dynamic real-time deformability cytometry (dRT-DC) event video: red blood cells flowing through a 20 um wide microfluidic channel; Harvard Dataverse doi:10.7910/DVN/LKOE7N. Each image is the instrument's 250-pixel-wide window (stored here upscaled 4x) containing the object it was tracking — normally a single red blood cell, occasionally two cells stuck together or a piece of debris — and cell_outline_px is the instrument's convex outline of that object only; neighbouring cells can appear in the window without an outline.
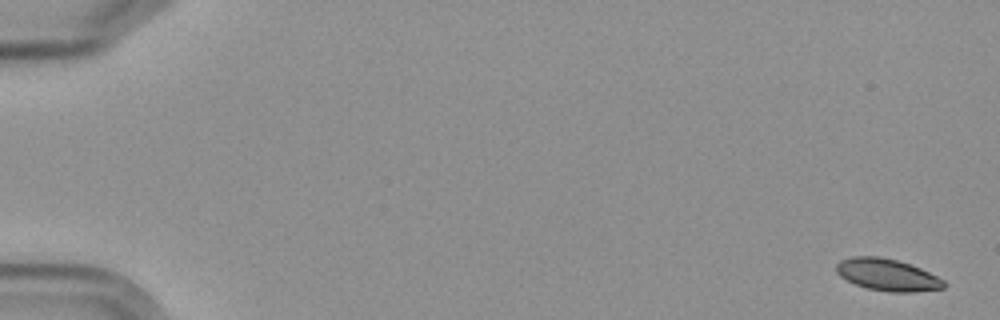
{"species": "Egyptian fruit bat (a non-hibernating species)", "species_latin": "Rousettus aegyptiacus", "temperature_condition": "cold", "stored_images_in_passage": 5, "camera_frame_rate_fps": 3000, "um_per_image_px": 0.085, "frame": {"image": 1, "passage_image": 1, "time_ms": 0.0, "image_size_px": [1000, 320], "cell_outline_px": [[948, 284], [944, 288], [912, 292], [892, 292], [868, 288], [856, 284], [840, 276], [836, 272], [836, 264], [840, 260], [852, 256], [880, 256], [896, 260], [920, 268], [944, 280]], "centroid_in_image_um": [75.42, 23.35], "position_along_channel_um": 9.6, "area_um2": 19.88}}
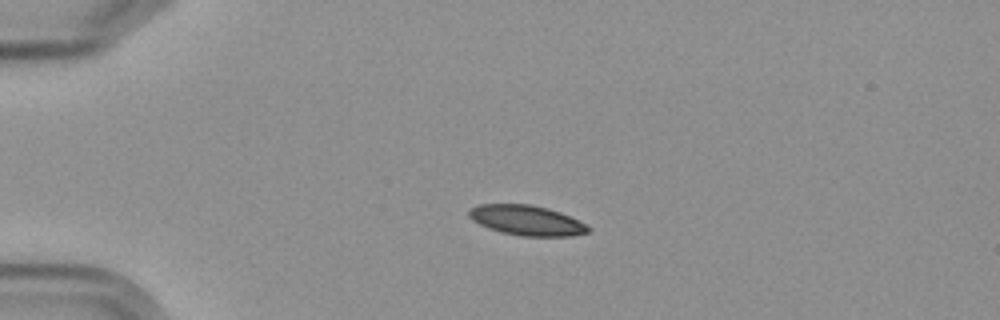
{"frame": {"image": 2, "passage_image": 4, "time_ms": 4.333, "image_size_px": [1000, 320], "cell_outline_px": [[592, 228], [588, 232], [572, 236], [524, 236], [500, 232], [488, 228], [472, 220], [468, 216], [468, 212], [472, 208], [480, 204], [532, 204], [548, 208], [560, 212]], "centroid_in_image_um": [44.75, 18.73], "position_along_channel_um": 40.2, "area_um2": 20.75}}